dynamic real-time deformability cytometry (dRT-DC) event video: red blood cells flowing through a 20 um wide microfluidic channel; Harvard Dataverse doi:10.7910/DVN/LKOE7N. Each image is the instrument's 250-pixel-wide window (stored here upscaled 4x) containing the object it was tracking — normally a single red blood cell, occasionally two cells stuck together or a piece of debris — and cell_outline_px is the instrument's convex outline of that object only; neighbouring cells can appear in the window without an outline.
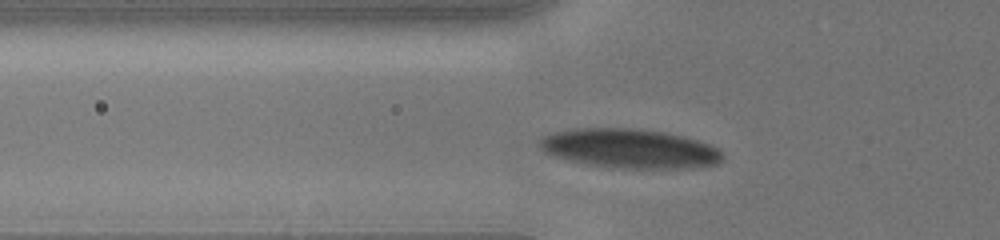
{"species": "human", "species_latin": "Homo sapiens", "temperature_condition": "cold", "stored_images_in_passage": 11, "camera_frame_rate_fps": 3000, "um_per_image_px": 0.085, "donor": {"sex": "male"}, "frame": {"image": 1, "passage_image": 3, "time_ms": 0.333, "image_size_px": [1000, 240], "cell_outline_px": [[724, 160], [716, 164], [692, 168], [612, 168], [568, 160], [556, 156], [548, 152], [540, 144], [540, 140], [544, 136], [552, 132], [568, 128], [632, 128], [664, 132], [684, 136], [708, 144], [716, 148], [724, 156]], "centroid_in_image_um": [53.55, 12.62], "position_along_channel_um": 72.2, "area_um2": 41.67}}
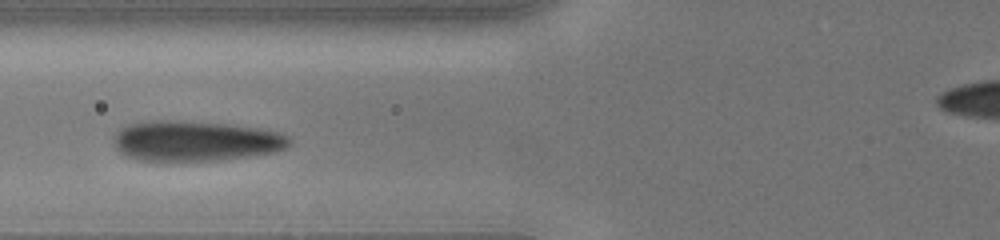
{"frame": {"image": 2, "passage_image": 10, "time_ms": 1.333, "image_size_px": [1000, 240], "cell_outline_px": [[288, 148], [276, 152], [220, 160], [136, 160], [124, 156], [116, 148], [116, 132], [120, 128], [128, 124], [148, 120], [184, 120], [228, 124], [260, 128], [276, 132], [288, 136]], "centroid_in_image_um": [16.59, 11.97], "position_along_channel_um": 109.2, "area_um2": 41.27}}